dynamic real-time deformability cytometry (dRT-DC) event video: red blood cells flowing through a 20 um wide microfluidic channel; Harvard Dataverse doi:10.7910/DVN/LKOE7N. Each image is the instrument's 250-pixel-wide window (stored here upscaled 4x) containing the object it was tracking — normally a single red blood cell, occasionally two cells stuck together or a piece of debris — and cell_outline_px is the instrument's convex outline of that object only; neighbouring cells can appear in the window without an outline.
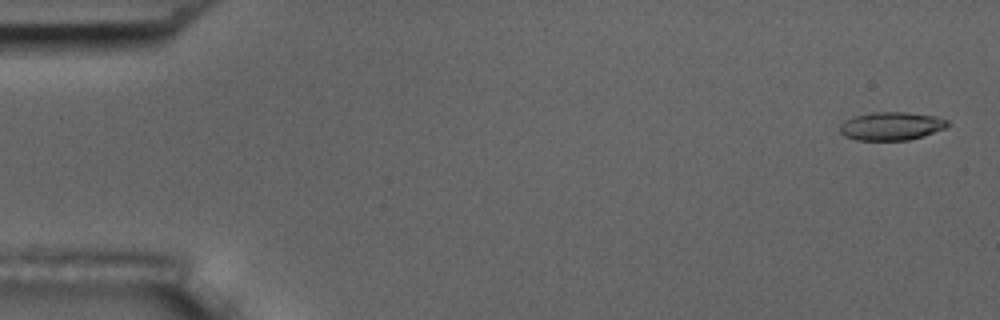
{"species": "common noctule bat (a hibernating species)", "species_latin": "Nyctalus noctula", "temperature_condition": "room temperature", "stored_images_in_passage": 6, "camera_frame_rate_fps": 3000, "um_per_image_px": 0.085, "animal": {"sex": "male", "body_mass_g": 17.5, "forearm_length_mm": 52.3}, "frame": {"image": 1, "passage_image": 1, "time_ms": 0.0, "image_size_px": [1000, 320], "cell_outline_px": [[948, 124], [944, 128], [924, 136], [908, 140], [856, 140], [844, 136], [840, 132], [840, 124], [844, 120], [852, 116], [872, 112], [908, 112], [936, 116], [948, 120]], "centroid_in_image_um": [75.73, 10.71], "position_along_channel_um": 9.3, "area_um2": 17.86}}